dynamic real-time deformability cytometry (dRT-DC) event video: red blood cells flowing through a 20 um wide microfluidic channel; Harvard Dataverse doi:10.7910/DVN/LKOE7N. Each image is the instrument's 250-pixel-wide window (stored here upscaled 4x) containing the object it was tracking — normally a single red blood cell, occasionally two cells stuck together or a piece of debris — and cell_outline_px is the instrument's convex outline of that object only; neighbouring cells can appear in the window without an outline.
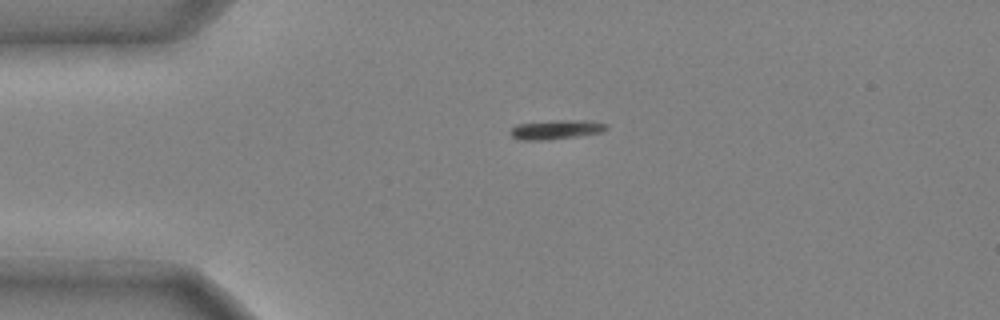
{"species": "common noctule bat (a hibernating species)", "species_latin": "Nyctalus noctula", "temperature_condition": "cold", "stored_images_in_passage": 36, "camera_frame_rate_fps": 3000, "um_per_image_px": 0.085, "animal": {"sex": "male", "body_mass_g": 20.4}, "frame": {"image": 1, "passage_image": 4, "time_ms": 1.0, "image_size_px": [1000, 320], "cell_outline_px": [[608, 128], [600, 132], [576, 136], [540, 140], [520, 140], [512, 136], [508, 132], [516, 124], [552, 120], [588, 120], [608, 124]], "centroid_in_image_um": [47.24, 10.99], "position_along_channel_um": 37.8, "area_um2": 10.75}}
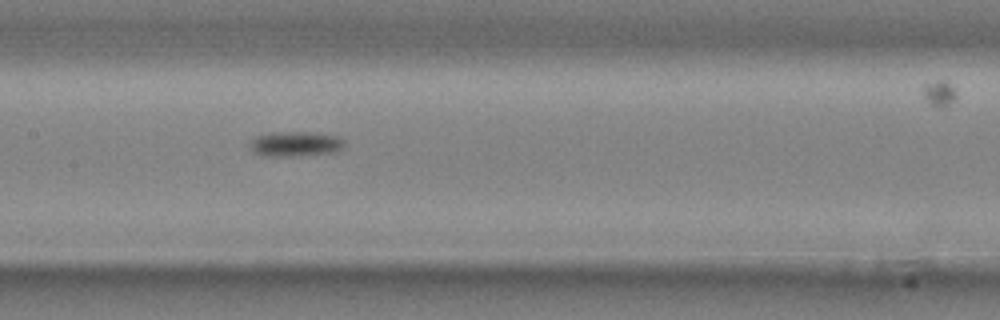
{"frame": {"image": 2, "passage_image": 17, "time_ms": 5.333, "image_size_px": [1000, 320], "cell_outline_px": [[344, 144], [336, 152], [300, 156], [264, 156], [256, 152], [252, 148], [252, 140], [256, 136], [288, 132], [304, 132], [336, 136], [344, 140]], "centroid_in_image_um": [25.16, 12.26], "position_along_channel_um": 182.2, "area_um2": 13.24}}
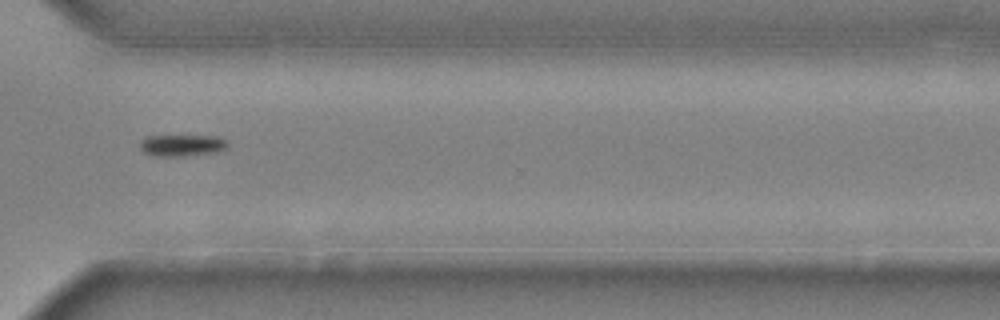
{"frame": {"image": 3, "passage_image": 30, "time_ms": 9.667, "image_size_px": [1000, 320], "cell_outline_px": [[228, 148], [216, 152], [184, 156], [152, 156], [144, 152], [140, 148], [140, 140], [148, 136], [220, 136], [228, 144]], "centroid_in_image_um": [15.46, 12.36], "position_along_channel_um": 355.1, "area_um2": 11.1}}